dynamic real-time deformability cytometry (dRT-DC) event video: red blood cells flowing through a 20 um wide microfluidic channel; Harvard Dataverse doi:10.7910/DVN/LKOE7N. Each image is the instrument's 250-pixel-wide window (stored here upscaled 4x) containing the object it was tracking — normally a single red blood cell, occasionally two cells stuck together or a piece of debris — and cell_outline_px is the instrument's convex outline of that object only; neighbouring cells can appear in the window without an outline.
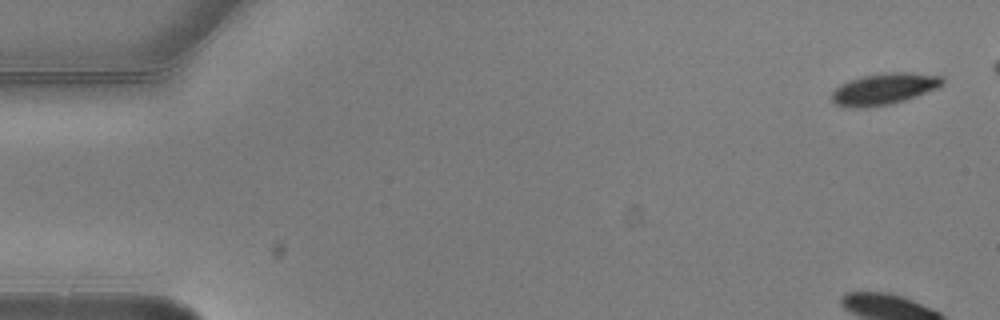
{"species": "common noctule bat (a hibernating species)", "species_latin": "Nyctalus noctula", "temperature_condition": "warm", "stored_images_in_passage": 6, "camera_frame_rate_fps": 3000, "um_per_image_px": 0.085, "animal": {"sex": "male", "body_mass_g": 20.5, "forearm_length_mm": 52.5}, "frame": {"image": 1, "passage_image": 1, "time_ms": 0.0, "image_size_px": [1000, 320], "cell_outline_px": [[944, 84], [940, 88], [904, 100], [888, 104], [836, 104], [832, 100], [832, 92], [840, 84], [848, 80], [880, 72], [908, 72], [944, 76]], "centroid_in_image_um": [75.28, 7.47], "position_along_channel_um": 9.7, "area_um2": 19.54}}
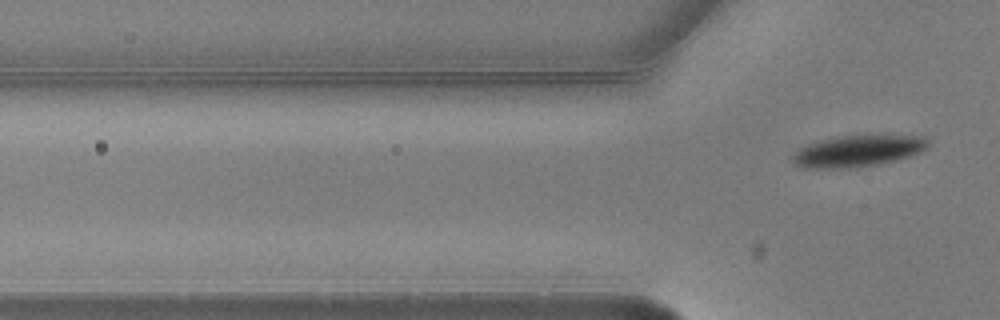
{"frame": {"image": 2, "passage_image": 6, "time_ms": 1.667, "image_size_px": [1000, 320], "cell_outline_px": [[928, 148], [912, 156], [880, 164], [852, 168], [804, 168], [796, 164], [792, 160], [792, 156], [796, 148], [820, 140], [840, 136], [924, 136], [928, 140]], "centroid_in_image_um": [72.9, 12.85], "position_along_channel_um": 52.9, "area_um2": 24.85}}